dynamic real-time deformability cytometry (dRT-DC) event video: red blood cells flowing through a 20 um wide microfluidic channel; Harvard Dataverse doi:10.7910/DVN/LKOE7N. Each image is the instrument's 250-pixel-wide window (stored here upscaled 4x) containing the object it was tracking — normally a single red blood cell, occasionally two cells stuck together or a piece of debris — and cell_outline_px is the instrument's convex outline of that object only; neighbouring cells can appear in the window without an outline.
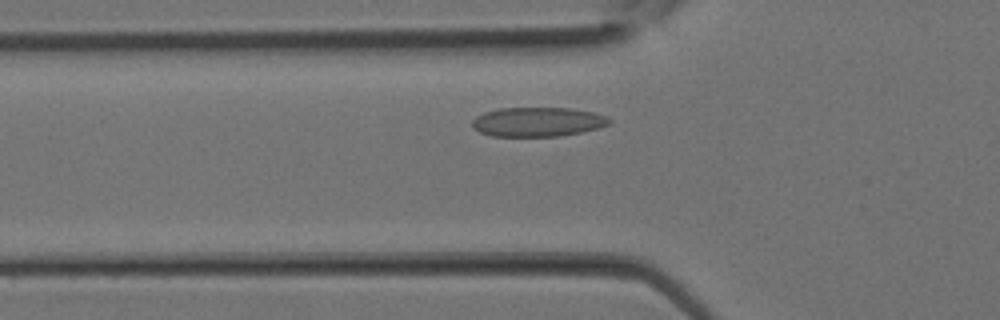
{"species": "Egyptian fruit bat (a non-hibernating species)", "species_latin": "Rousettus aegyptiacus", "temperature_condition": "room temperature", "stored_images_in_passage": 25, "camera_frame_rate_fps": 3000, "um_per_image_px": 0.085, "animal": {"sex": "female"}, "frame": {"image": 1, "passage_image": 5, "time_ms": 1.333, "image_size_px": [1000, 320], "cell_outline_px": [[612, 120], [608, 124], [600, 128], [560, 136], [492, 136], [480, 132], [472, 128], [472, 120], [476, 116], [484, 112], [500, 108], [568, 108], [592, 112], [604, 116]], "centroid_in_image_um": [45.67, 10.36], "position_along_channel_um": 80.1, "area_um2": 23.35}}
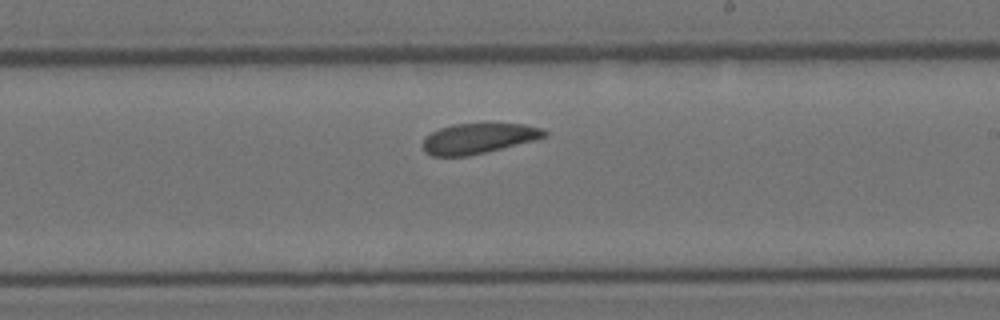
{"frame": {"image": 2, "passage_image": 13, "time_ms": 4.0, "image_size_px": [1000, 320], "cell_outline_px": [[548, 136], [536, 140], [468, 156], [432, 156], [424, 152], [424, 140], [432, 132], [440, 128], [452, 124], [524, 124], [544, 128], [548, 132]], "centroid_in_image_um": [40.72, 11.76], "position_along_channel_um": 248.3, "area_um2": 21.39}}
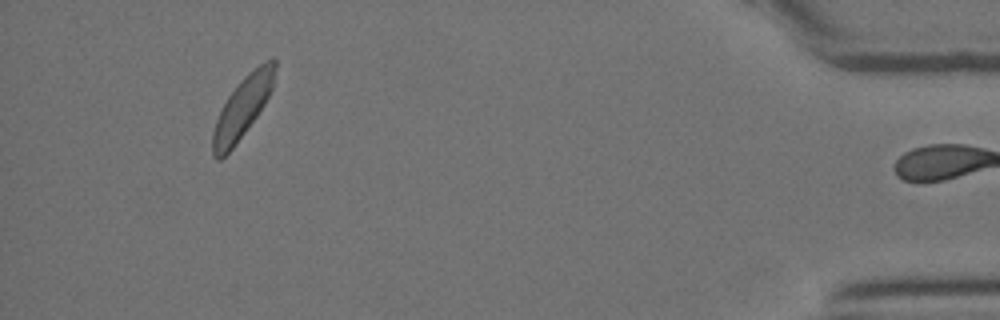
{"frame": {"image": 3, "passage_image": 24, "time_ms": 7.667, "image_size_px": [1000, 320], "cell_outline_px": [[276, 68], [272, 88], [264, 104], [256, 116], [232, 148], [220, 160], [216, 160], [212, 156], [212, 132], [216, 120], [228, 96], [240, 80], [248, 72], [272, 56], [276, 60]], "centroid_in_image_um": [20.6, 9.11], "position_along_channel_um": 414.6, "area_um2": 21.79}}